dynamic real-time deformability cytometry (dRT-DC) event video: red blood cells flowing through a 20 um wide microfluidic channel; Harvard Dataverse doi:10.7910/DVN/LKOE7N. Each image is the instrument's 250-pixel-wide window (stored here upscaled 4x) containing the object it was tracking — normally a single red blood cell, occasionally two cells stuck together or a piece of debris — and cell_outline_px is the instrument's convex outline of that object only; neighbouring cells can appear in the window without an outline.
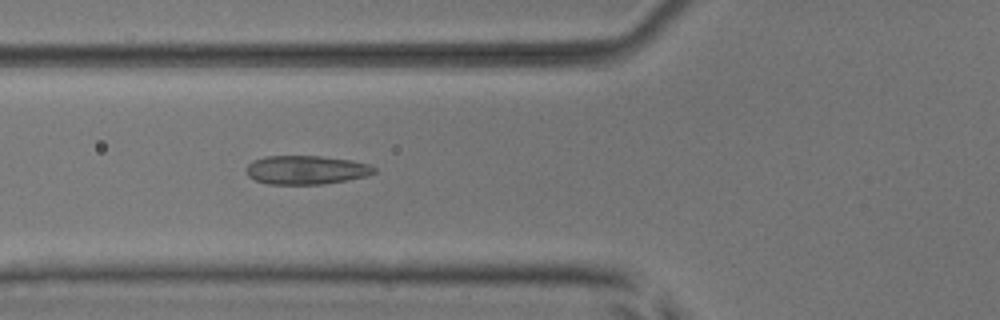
{"species": "common noctule bat (a hibernating species)", "species_latin": "Nyctalus noctula", "temperature_condition": "room temperature", "stored_images_in_passage": 6, "camera_frame_rate_fps": 3000, "um_per_image_px": 0.085, "animal": {"sex": "male", "body_mass_g": 17.9, "forearm_length_mm": 54.2}, "frame": {"image": 1, "passage_image": 6, "time_ms": 6.0, "image_size_px": [1000, 320], "cell_outline_px": [[376, 172], [368, 176], [348, 180], [324, 184], [268, 184], [256, 180], [248, 176], [244, 172], [244, 168], [252, 160], [264, 156], [320, 156], [352, 160], [368, 164], [376, 168]], "centroid_in_image_um": [26.0, 14.44], "position_along_channel_um": 99.8, "area_um2": 21.73}}